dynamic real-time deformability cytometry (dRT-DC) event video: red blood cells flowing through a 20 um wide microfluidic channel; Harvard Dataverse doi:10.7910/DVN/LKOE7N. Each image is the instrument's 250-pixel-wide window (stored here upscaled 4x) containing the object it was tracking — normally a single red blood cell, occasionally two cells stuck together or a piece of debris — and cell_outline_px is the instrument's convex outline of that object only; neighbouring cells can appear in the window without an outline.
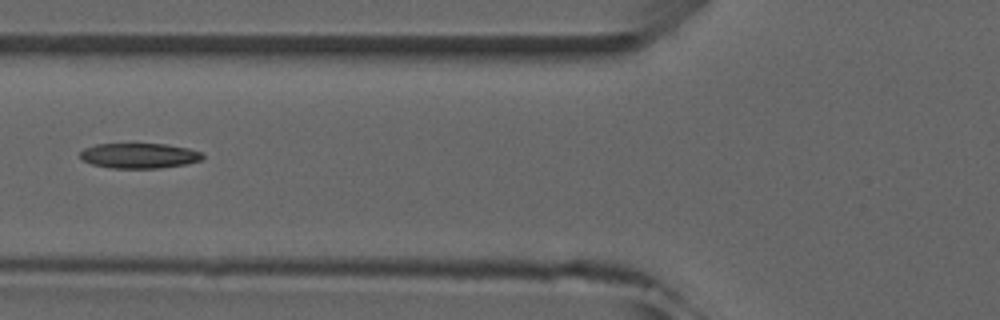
{"species": "common noctule bat (a hibernating species)", "species_latin": "Nyctalus noctula", "temperature_condition": "room temperature", "stored_images_in_passage": 6, "camera_frame_rate_fps": 3000, "um_per_image_px": 0.085, "animal": {"sex": "male", "forearm_length_mm": 52.5}, "frame": {"image": 1, "passage_image": 6, "time_ms": 5.667, "image_size_px": [1000, 320], "cell_outline_px": [[204, 156], [200, 160], [184, 164], [160, 168], [108, 168], [92, 164], [84, 160], [80, 156], [80, 152], [84, 148], [96, 144], [164, 144], [188, 148], [200, 152]], "centroid_in_image_um": [11.8, 13.23], "position_along_channel_um": 114.0, "area_um2": 17.8}}